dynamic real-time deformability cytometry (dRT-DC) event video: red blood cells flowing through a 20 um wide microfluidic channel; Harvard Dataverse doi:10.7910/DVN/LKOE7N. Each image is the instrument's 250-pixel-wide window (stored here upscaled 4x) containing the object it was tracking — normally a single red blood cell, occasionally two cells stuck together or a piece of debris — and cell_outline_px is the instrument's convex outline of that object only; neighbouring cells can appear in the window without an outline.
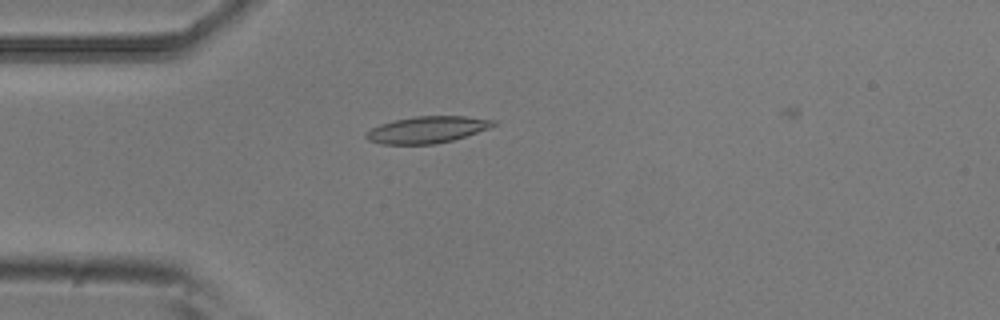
{"species": "common noctule bat (a hibernating species)", "species_latin": "Nyctalus noctula", "temperature_condition": "room temperature", "stored_images_in_passage": 2, "camera_frame_rate_fps": 3000, "um_per_image_px": 0.085, "animal": {"sex": "male", "body_mass_g": 20.5, "forearm_length_mm": 52.5}, "frame": {"image": 1, "passage_image": 2, "time_ms": 0.333, "image_size_px": [1000, 320], "cell_outline_px": [[496, 124], [488, 128], [452, 140], [432, 144], [384, 144], [368, 140], [364, 136], [364, 132], [380, 124], [396, 120], [416, 116], [464, 116], [496, 120]], "centroid_in_image_um": [36.27, 11.02], "position_along_channel_um": 48.7, "area_um2": 19.54}}